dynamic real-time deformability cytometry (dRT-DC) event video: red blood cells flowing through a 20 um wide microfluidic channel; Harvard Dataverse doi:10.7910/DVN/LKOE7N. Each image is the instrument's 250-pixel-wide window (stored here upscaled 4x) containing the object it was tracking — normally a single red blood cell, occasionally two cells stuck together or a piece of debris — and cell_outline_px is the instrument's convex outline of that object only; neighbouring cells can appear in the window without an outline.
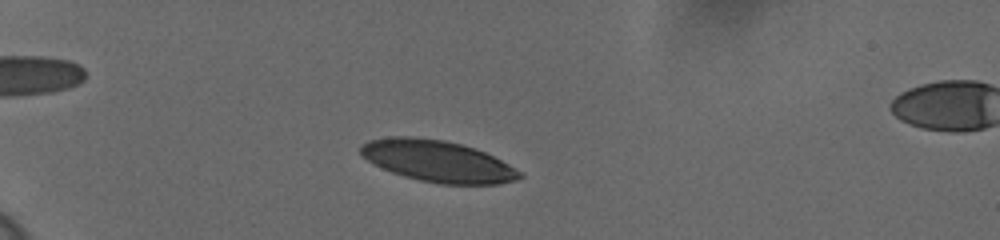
{"species": "human", "species_latin": "Homo sapiens", "temperature_condition": "cold", "stored_images_in_passage": 50, "camera_frame_rate_fps": 3000, "um_per_image_px": 0.085, "donor": {"sex": "female"}, "frame": {"image": 1, "passage_image": 9, "time_ms": 2.667, "image_size_px": [1000, 240], "cell_outline_px": [[524, 176], [516, 180], [500, 184], [440, 184], [420, 180], [404, 176], [380, 168], [368, 160], [360, 152], [360, 144], [368, 140], [388, 136], [408, 136], [444, 140], [476, 148], [508, 164], [520, 172]], "centroid_in_image_um": [37.17, 13.69], "position_along_channel_um": 47.8, "area_um2": 38.38}}
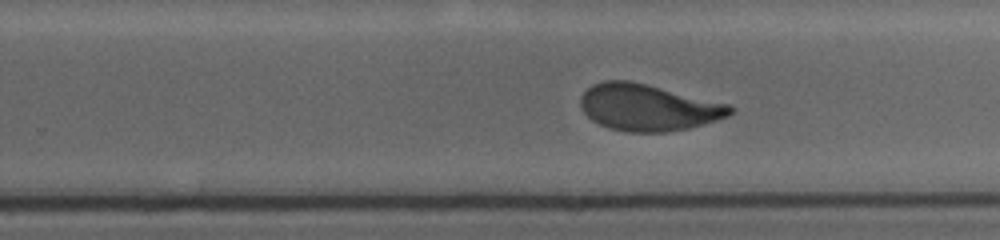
{"frame": {"image": 2, "passage_image": 32, "time_ms": 10.333, "image_size_px": [1000, 240], "cell_outline_px": [[736, 108], [728, 116], [716, 120], [688, 128], [664, 132], [628, 132], [608, 128], [592, 120], [584, 112], [580, 104], [580, 96], [592, 84], [604, 80], [632, 80], [732, 104]], "centroid_in_image_um": [55.11, 9.11], "position_along_channel_um": 274.7, "area_um2": 40.98}}
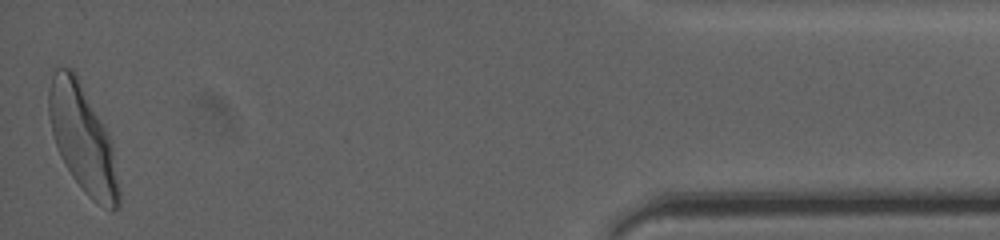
{"frame": {"image": 3, "passage_image": 50, "time_ms": 16.333, "image_size_px": [1000, 240], "cell_outline_px": [[120, 208], [112, 212], [96, 204], [84, 192], [72, 176], [60, 156], [52, 132], [48, 112], [48, 88], [52, 76], [56, 68], [72, 68], [76, 72], [112, 144], [120, 192]], "centroid_in_image_um": [7.03, 11.85], "position_along_channel_um": 428.2, "area_um2": 43.41}, "authors_computed_cell_mechanics": {"area_um2": 40.6045, "velocity_mm_per_s": 3.6, "shape_relaxation_time_tau1_ms": 3.1975, "shape_relaxation_time_tau2_ms": 1.1529, "deformation_change_tau1": 0.1635, "deformation_change_tau2": 0.0718}}